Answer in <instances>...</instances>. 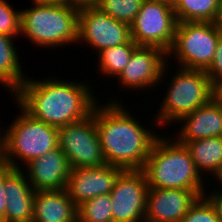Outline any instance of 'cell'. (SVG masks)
<instances>
[{"label": "cell", "instance_id": "obj_23", "mask_svg": "<svg viewBox=\"0 0 222 222\" xmlns=\"http://www.w3.org/2000/svg\"><path fill=\"white\" fill-rule=\"evenodd\" d=\"M78 222H113L111 195L96 196L77 207Z\"/></svg>", "mask_w": 222, "mask_h": 222}, {"label": "cell", "instance_id": "obj_3", "mask_svg": "<svg viewBox=\"0 0 222 222\" xmlns=\"http://www.w3.org/2000/svg\"><path fill=\"white\" fill-rule=\"evenodd\" d=\"M158 137L146 159L144 172L149 188L205 191L202 174L189 150L177 140Z\"/></svg>", "mask_w": 222, "mask_h": 222}, {"label": "cell", "instance_id": "obj_16", "mask_svg": "<svg viewBox=\"0 0 222 222\" xmlns=\"http://www.w3.org/2000/svg\"><path fill=\"white\" fill-rule=\"evenodd\" d=\"M22 171L4 165L5 222H32L35 190Z\"/></svg>", "mask_w": 222, "mask_h": 222}, {"label": "cell", "instance_id": "obj_25", "mask_svg": "<svg viewBox=\"0 0 222 222\" xmlns=\"http://www.w3.org/2000/svg\"><path fill=\"white\" fill-rule=\"evenodd\" d=\"M6 1L0 0V33L16 38L21 33V11H15Z\"/></svg>", "mask_w": 222, "mask_h": 222}, {"label": "cell", "instance_id": "obj_18", "mask_svg": "<svg viewBox=\"0 0 222 222\" xmlns=\"http://www.w3.org/2000/svg\"><path fill=\"white\" fill-rule=\"evenodd\" d=\"M32 222H78L77 206L65 189L35 191Z\"/></svg>", "mask_w": 222, "mask_h": 222}, {"label": "cell", "instance_id": "obj_27", "mask_svg": "<svg viewBox=\"0 0 222 222\" xmlns=\"http://www.w3.org/2000/svg\"><path fill=\"white\" fill-rule=\"evenodd\" d=\"M211 84L222 80V35L220 36L211 65L206 70Z\"/></svg>", "mask_w": 222, "mask_h": 222}, {"label": "cell", "instance_id": "obj_7", "mask_svg": "<svg viewBox=\"0 0 222 222\" xmlns=\"http://www.w3.org/2000/svg\"><path fill=\"white\" fill-rule=\"evenodd\" d=\"M220 36L213 22H178L167 57L174 54L180 68L206 71Z\"/></svg>", "mask_w": 222, "mask_h": 222}, {"label": "cell", "instance_id": "obj_34", "mask_svg": "<svg viewBox=\"0 0 222 222\" xmlns=\"http://www.w3.org/2000/svg\"><path fill=\"white\" fill-rule=\"evenodd\" d=\"M99 0H72V5L77 7L94 6Z\"/></svg>", "mask_w": 222, "mask_h": 222}, {"label": "cell", "instance_id": "obj_28", "mask_svg": "<svg viewBox=\"0 0 222 222\" xmlns=\"http://www.w3.org/2000/svg\"><path fill=\"white\" fill-rule=\"evenodd\" d=\"M215 192H211L208 196L205 193L203 196L207 197L206 199L210 202V204L214 207L217 216L222 222V190L219 192L218 190H214Z\"/></svg>", "mask_w": 222, "mask_h": 222}, {"label": "cell", "instance_id": "obj_26", "mask_svg": "<svg viewBox=\"0 0 222 222\" xmlns=\"http://www.w3.org/2000/svg\"><path fill=\"white\" fill-rule=\"evenodd\" d=\"M179 222H221L214 207L206 199L200 197Z\"/></svg>", "mask_w": 222, "mask_h": 222}, {"label": "cell", "instance_id": "obj_2", "mask_svg": "<svg viewBox=\"0 0 222 222\" xmlns=\"http://www.w3.org/2000/svg\"><path fill=\"white\" fill-rule=\"evenodd\" d=\"M120 104L114 100L96 104L92 111L105 162L124 170H142L160 135L145 129Z\"/></svg>", "mask_w": 222, "mask_h": 222}, {"label": "cell", "instance_id": "obj_9", "mask_svg": "<svg viewBox=\"0 0 222 222\" xmlns=\"http://www.w3.org/2000/svg\"><path fill=\"white\" fill-rule=\"evenodd\" d=\"M58 147L66 155L71 169L106 164L93 114L58 128Z\"/></svg>", "mask_w": 222, "mask_h": 222}, {"label": "cell", "instance_id": "obj_12", "mask_svg": "<svg viewBox=\"0 0 222 222\" xmlns=\"http://www.w3.org/2000/svg\"><path fill=\"white\" fill-rule=\"evenodd\" d=\"M167 53L160 48L138 46L117 77L126 88L142 89L159 84L166 71Z\"/></svg>", "mask_w": 222, "mask_h": 222}, {"label": "cell", "instance_id": "obj_33", "mask_svg": "<svg viewBox=\"0 0 222 222\" xmlns=\"http://www.w3.org/2000/svg\"><path fill=\"white\" fill-rule=\"evenodd\" d=\"M3 131L0 129V132ZM2 134V135H1ZM5 162V143H4V132L0 133V167L4 166Z\"/></svg>", "mask_w": 222, "mask_h": 222}, {"label": "cell", "instance_id": "obj_15", "mask_svg": "<svg viewBox=\"0 0 222 222\" xmlns=\"http://www.w3.org/2000/svg\"><path fill=\"white\" fill-rule=\"evenodd\" d=\"M28 181L35 191L62 190L66 188L71 167L66 155L57 147L30 161L27 165Z\"/></svg>", "mask_w": 222, "mask_h": 222}, {"label": "cell", "instance_id": "obj_13", "mask_svg": "<svg viewBox=\"0 0 222 222\" xmlns=\"http://www.w3.org/2000/svg\"><path fill=\"white\" fill-rule=\"evenodd\" d=\"M205 191L149 188L144 222H179Z\"/></svg>", "mask_w": 222, "mask_h": 222}, {"label": "cell", "instance_id": "obj_10", "mask_svg": "<svg viewBox=\"0 0 222 222\" xmlns=\"http://www.w3.org/2000/svg\"><path fill=\"white\" fill-rule=\"evenodd\" d=\"M148 190L142 170H124L110 192L113 222H144Z\"/></svg>", "mask_w": 222, "mask_h": 222}, {"label": "cell", "instance_id": "obj_17", "mask_svg": "<svg viewBox=\"0 0 222 222\" xmlns=\"http://www.w3.org/2000/svg\"><path fill=\"white\" fill-rule=\"evenodd\" d=\"M180 121H184L176 138L180 144L202 138L222 137V107L213 99Z\"/></svg>", "mask_w": 222, "mask_h": 222}, {"label": "cell", "instance_id": "obj_1", "mask_svg": "<svg viewBox=\"0 0 222 222\" xmlns=\"http://www.w3.org/2000/svg\"><path fill=\"white\" fill-rule=\"evenodd\" d=\"M29 79L14 92L17 104L32 118L56 128L85 119L98 102L85 82Z\"/></svg>", "mask_w": 222, "mask_h": 222}, {"label": "cell", "instance_id": "obj_5", "mask_svg": "<svg viewBox=\"0 0 222 222\" xmlns=\"http://www.w3.org/2000/svg\"><path fill=\"white\" fill-rule=\"evenodd\" d=\"M20 110L18 118L4 131L5 162L14 169H19L16 159L27 165L58 147V128L36 120L23 109Z\"/></svg>", "mask_w": 222, "mask_h": 222}, {"label": "cell", "instance_id": "obj_29", "mask_svg": "<svg viewBox=\"0 0 222 222\" xmlns=\"http://www.w3.org/2000/svg\"><path fill=\"white\" fill-rule=\"evenodd\" d=\"M6 196L4 190V166L0 167V222H5Z\"/></svg>", "mask_w": 222, "mask_h": 222}, {"label": "cell", "instance_id": "obj_30", "mask_svg": "<svg viewBox=\"0 0 222 222\" xmlns=\"http://www.w3.org/2000/svg\"><path fill=\"white\" fill-rule=\"evenodd\" d=\"M212 99L222 107V80L212 84Z\"/></svg>", "mask_w": 222, "mask_h": 222}, {"label": "cell", "instance_id": "obj_21", "mask_svg": "<svg viewBox=\"0 0 222 222\" xmlns=\"http://www.w3.org/2000/svg\"><path fill=\"white\" fill-rule=\"evenodd\" d=\"M221 0H181L174 8L177 22H214Z\"/></svg>", "mask_w": 222, "mask_h": 222}, {"label": "cell", "instance_id": "obj_24", "mask_svg": "<svg viewBox=\"0 0 222 222\" xmlns=\"http://www.w3.org/2000/svg\"><path fill=\"white\" fill-rule=\"evenodd\" d=\"M144 0H99L94 6L129 26L135 20Z\"/></svg>", "mask_w": 222, "mask_h": 222}, {"label": "cell", "instance_id": "obj_4", "mask_svg": "<svg viewBox=\"0 0 222 222\" xmlns=\"http://www.w3.org/2000/svg\"><path fill=\"white\" fill-rule=\"evenodd\" d=\"M21 11V34L37 47L77 43L79 9L75 5L35 4Z\"/></svg>", "mask_w": 222, "mask_h": 222}, {"label": "cell", "instance_id": "obj_6", "mask_svg": "<svg viewBox=\"0 0 222 222\" xmlns=\"http://www.w3.org/2000/svg\"><path fill=\"white\" fill-rule=\"evenodd\" d=\"M177 71L155 117L159 122L156 124L177 123L212 99V84L205 70L179 68Z\"/></svg>", "mask_w": 222, "mask_h": 222}, {"label": "cell", "instance_id": "obj_36", "mask_svg": "<svg viewBox=\"0 0 222 222\" xmlns=\"http://www.w3.org/2000/svg\"><path fill=\"white\" fill-rule=\"evenodd\" d=\"M215 178L218 179V181L221 182L220 185H222V170H221V172L217 175V177H215Z\"/></svg>", "mask_w": 222, "mask_h": 222}, {"label": "cell", "instance_id": "obj_19", "mask_svg": "<svg viewBox=\"0 0 222 222\" xmlns=\"http://www.w3.org/2000/svg\"><path fill=\"white\" fill-rule=\"evenodd\" d=\"M196 170L217 176L222 170V137L202 138L186 142Z\"/></svg>", "mask_w": 222, "mask_h": 222}, {"label": "cell", "instance_id": "obj_22", "mask_svg": "<svg viewBox=\"0 0 222 222\" xmlns=\"http://www.w3.org/2000/svg\"><path fill=\"white\" fill-rule=\"evenodd\" d=\"M137 47L138 45L130 39L125 44L98 52L100 60L98 69L102 71V74L118 77L130 61L131 55Z\"/></svg>", "mask_w": 222, "mask_h": 222}, {"label": "cell", "instance_id": "obj_14", "mask_svg": "<svg viewBox=\"0 0 222 222\" xmlns=\"http://www.w3.org/2000/svg\"><path fill=\"white\" fill-rule=\"evenodd\" d=\"M123 171V168L109 164L71 169L65 190L78 207L96 196L109 194Z\"/></svg>", "mask_w": 222, "mask_h": 222}, {"label": "cell", "instance_id": "obj_32", "mask_svg": "<svg viewBox=\"0 0 222 222\" xmlns=\"http://www.w3.org/2000/svg\"><path fill=\"white\" fill-rule=\"evenodd\" d=\"M213 23L216 29L218 30V32L222 35V0L219 5L218 12Z\"/></svg>", "mask_w": 222, "mask_h": 222}, {"label": "cell", "instance_id": "obj_8", "mask_svg": "<svg viewBox=\"0 0 222 222\" xmlns=\"http://www.w3.org/2000/svg\"><path fill=\"white\" fill-rule=\"evenodd\" d=\"M177 23L174 8L157 0H144L130 25V36L138 46L156 47L168 53Z\"/></svg>", "mask_w": 222, "mask_h": 222}, {"label": "cell", "instance_id": "obj_35", "mask_svg": "<svg viewBox=\"0 0 222 222\" xmlns=\"http://www.w3.org/2000/svg\"><path fill=\"white\" fill-rule=\"evenodd\" d=\"M157 1H160L161 3L167 4L172 8H175L181 0H157Z\"/></svg>", "mask_w": 222, "mask_h": 222}, {"label": "cell", "instance_id": "obj_11", "mask_svg": "<svg viewBox=\"0 0 222 222\" xmlns=\"http://www.w3.org/2000/svg\"><path fill=\"white\" fill-rule=\"evenodd\" d=\"M131 39L130 26L101 12L95 6L79 9L78 42L89 43L97 52L127 43ZM85 40V41H84Z\"/></svg>", "mask_w": 222, "mask_h": 222}, {"label": "cell", "instance_id": "obj_20", "mask_svg": "<svg viewBox=\"0 0 222 222\" xmlns=\"http://www.w3.org/2000/svg\"><path fill=\"white\" fill-rule=\"evenodd\" d=\"M13 42L12 36L0 33V84L14 93L27 78Z\"/></svg>", "mask_w": 222, "mask_h": 222}, {"label": "cell", "instance_id": "obj_31", "mask_svg": "<svg viewBox=\"0 0 222 222\" xmlns=\"http://www.w3.org/2000/svg\"><path fill=\"white\" fill-rule=\"evenodd\" d=\"M33 3L44 5H72V0H33Z\"/></svg>", "mask_w": 222, "mask_h": 222}]
</instances>
